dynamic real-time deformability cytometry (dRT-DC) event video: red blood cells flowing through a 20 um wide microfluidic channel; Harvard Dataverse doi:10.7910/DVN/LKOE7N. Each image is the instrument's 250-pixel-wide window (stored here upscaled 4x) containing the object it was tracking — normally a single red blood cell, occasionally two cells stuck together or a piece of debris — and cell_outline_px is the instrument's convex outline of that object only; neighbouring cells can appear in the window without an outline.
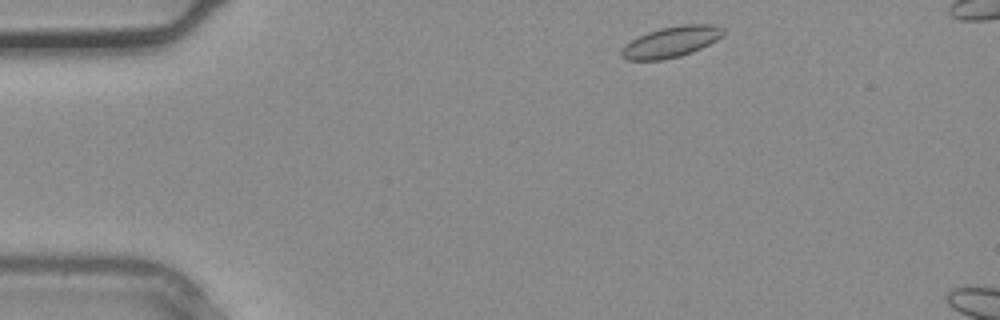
{"species": "common noctule bat (a hibernating species)", "species_latin": "Nyctalus noctula", "temperature_condition": "warm", "stored_images_in_passage": 5, "camera_frame_rate_fps": 3000, "um_per_image_px": 0.085, "animal": {"sex": "male", "body_mass_g": 20.4}, "frame": {"image": 1, "passage_image": 1, "time_ms": 0.0, "image_size_px": [1000, 320], "cell_outline_px": [[724, 36], [692, 52], [680, 56], [664, 60], [628, 60], [620, 56], [620, 52], [624, 44], [636, 36], [660, 28], [680, 24], [716, 24], [724, 28]], "centroid_in_image_um": [57.03, 3.55], "position_along_channel_um": 28.0, "area_um2": 18.61}}